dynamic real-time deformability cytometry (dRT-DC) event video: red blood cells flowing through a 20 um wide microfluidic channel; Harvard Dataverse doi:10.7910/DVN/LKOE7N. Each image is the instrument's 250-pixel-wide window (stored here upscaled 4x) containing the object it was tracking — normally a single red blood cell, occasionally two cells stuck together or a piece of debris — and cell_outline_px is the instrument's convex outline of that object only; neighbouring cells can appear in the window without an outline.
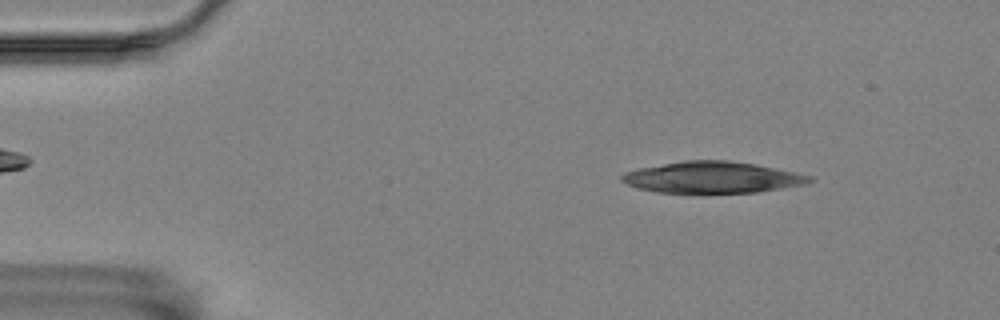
{"species": "Egyptian fruit bat (a non-hibernating species)", "species_latin": "Rousettus aegyptiacus", "temperature_condition": "room temperature", "stored_images_in_passage": 54, "camera_frame_rate_fps": 3000, "um_per_image_px": 0.085, "animal": {"sex": "female"}, "frame": {"image": 1, "passage_image": 6, "time_ms": 1.667, "image_size_px": [1000, 320], "cell_outline_px": [[812, 180], [808, 184], [756, 192], [656, 192], [640, 188], [628, 184], [620, 180], [620, 176], [624, 172], [640, 168], [684, 160], [728, 160], [756, 164], [812, 176]], "centroid_in_image_um": [60.55, 15.06], "position_along_channel_um": 24.4, "area_um2": 33.99}}
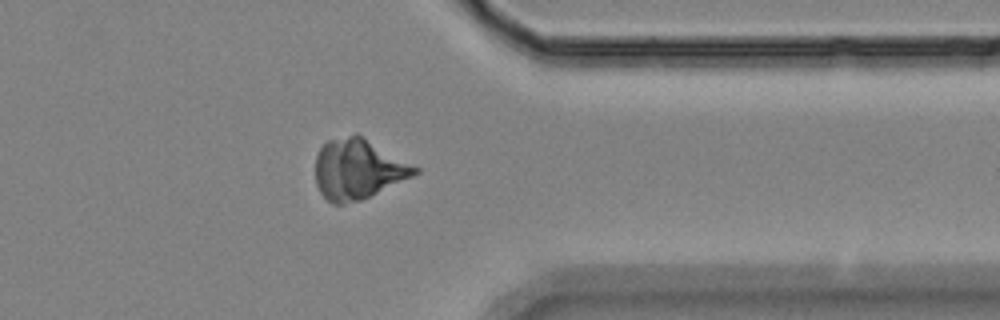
{"frame": {"image": 2, "passage_image": 43, "time_ms": 14.0, "image_size_px": [1000, 320], "cell_outline_px": [[420, 172], [412, 176], [360, 200], [344, 204], [332, 204], [320, 192], [316, 184], [316, 156], [320, 148], [328, 140], [356, 132], [420, 168]], "centroid_in_image_um": [30.42, 14.35], "position_along_channel_um": 381.0, "area_um2": 34.74}}
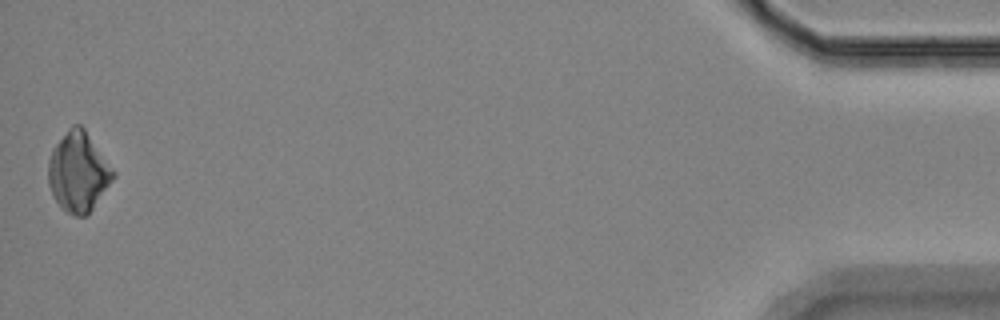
{"frame": {"image": 3, "passage_image": 54, "time_ms": 17.667, "image_size_px": [1000, 320], "cell_outline_px": [[116, 176], [88, 216], [76, 216], [60, 208], [52, 196], [48, 184], [48, 160], [52, 148], [68, 128], [72, 124], [80, 124], [84, 128], [116, 172]], "centroid_in_image_um": [6.65, 14.63], "position_along_channel_um": 428.5, "area_um2": 30.52}}